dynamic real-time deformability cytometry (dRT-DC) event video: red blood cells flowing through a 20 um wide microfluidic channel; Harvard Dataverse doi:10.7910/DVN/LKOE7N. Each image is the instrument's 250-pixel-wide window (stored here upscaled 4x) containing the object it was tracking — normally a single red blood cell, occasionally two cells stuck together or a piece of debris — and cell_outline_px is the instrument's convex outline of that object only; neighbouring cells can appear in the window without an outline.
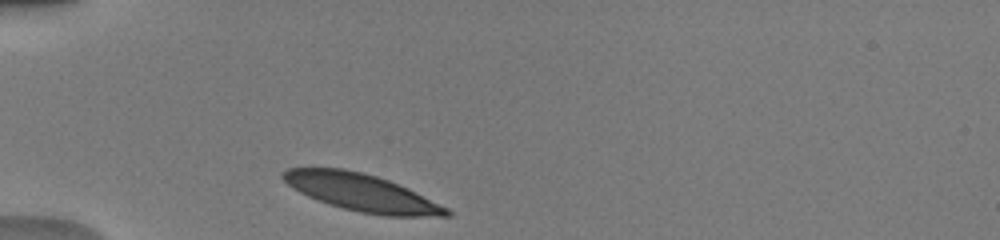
{"species": "human", "species_latin": "Homo sapiens", "temperature_condition": "warm", "stored_images_in_passage": 30, "camera_frame_rate_fps": 3000, "um_per_image_px": 0.085, "donor": {"sex": "male"}, "frame": {"image": 1, "passage_image": 1, "time_ms": 0.0, "image_size_px": [1000, 240], "cell_outline_px": [[452, 216], [384, 216], [360, 212], [328, 204], [316, 200], [292, 188], [280, 176], [280, 172], [288, 168], [344, 168], [376, 176], [388, 180], [408, 188], [448, 208], [452, 212]], "centroid_in_image_um": [30.72, 16.36], "position_along_channel_um": 54.3, "area_um2": 35.37}}
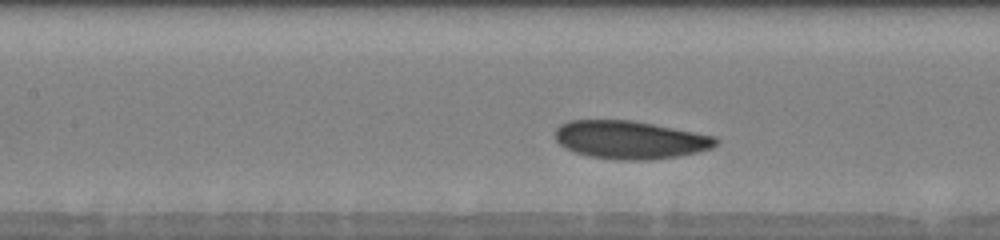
{"frame": {"image": 2, "passage_image": 10, "time_ms": 3.0, "image_size_px": [1000, 240], "cell_outline_px": [[720, 140], [712, 148], [696, 152], [676, 156], [648, 160], [620, 160], [588, 156], [572, 152], [564, 148], [556, 140], [556, 128], [560, 124], [568, 120], [632, 120], [716, 136]], "centroid_in_image_um": [53.53, 11.88], "position_along_channel_um": 153.9, "area_um2": 35.72}}
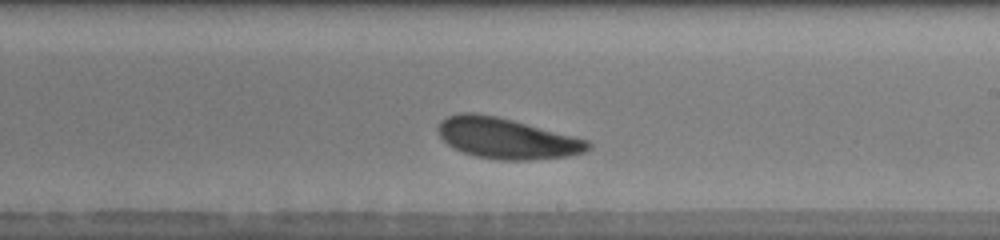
{"frame": {"image": 3, "passage_image": 17, "time_ms": 5.333, "image_size_px": [1000, 240], "cell_outline_px": [[592, 148], [584, 152], [568, 156], [528, 160], [500, 160], [476, 156], [452, 148], [440, 136], [436, 128], [440, 120], [448, 116], [460, 112], [476, 112], [496, 116], [512, 120], [588, 140], [592, 144]], "centroid_in_image_um": [43.03, 11.75], "position_along_channel_um": 246.0, "area_um2": 35.55}, "authors_computed_cell_mechanics": {"area_um2": 35.6048, "velocity_mm_per_s": 3.954, "shape_relaxation_time_tau1_ms": 1.2577, "shape_relaxation_time_tau2_ms": 8.0597, "deformation_change_tau1": 0.0781, "deformation_change_tau2": 0.1633}}